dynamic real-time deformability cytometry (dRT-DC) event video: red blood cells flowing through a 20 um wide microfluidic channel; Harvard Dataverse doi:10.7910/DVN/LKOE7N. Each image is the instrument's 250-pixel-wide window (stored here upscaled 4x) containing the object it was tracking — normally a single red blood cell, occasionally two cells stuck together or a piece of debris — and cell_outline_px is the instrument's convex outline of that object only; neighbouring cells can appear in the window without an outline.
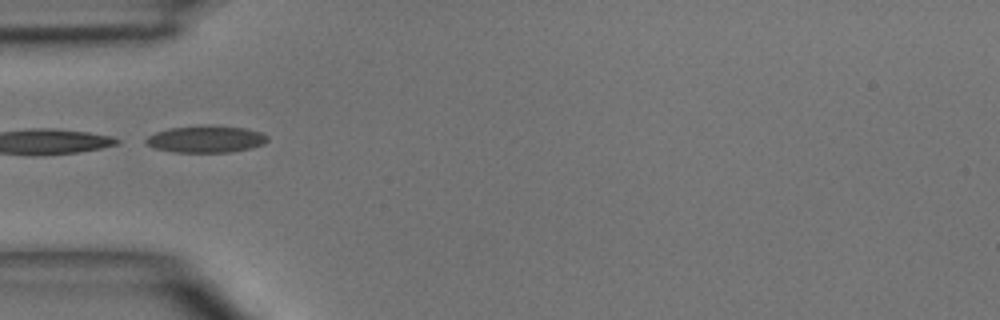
{"species": "common noctule bat (a hibernating species)", "species_latin": "Nyctalus noctula", "temperature_condition": "room temperature", "stored_images_in_passage": 3, "camera_frame_rate_fps": 3000, "um_per_image_px": 0.085, "animal": {"sex": "male", "body_mass_g": 15.6}, "frame": {"image": 1, "passage_image": 1, "time_ms": 0.0, "image_size_px": [1000, 320], "cell_outline_px": [[268, 140], [264, 144], [252, 148], [228, 152], [176, 152], [156, 148], [148, 144], [144, 140], [148, 136], [156, 132], [168, 128], [208, 124], [244, 128], [260, 132], [268, 136]], "centroid_in_image_um": [17.53, 11.81], "position_along_channel_um": 67.5, "area_um2": 19.13}}
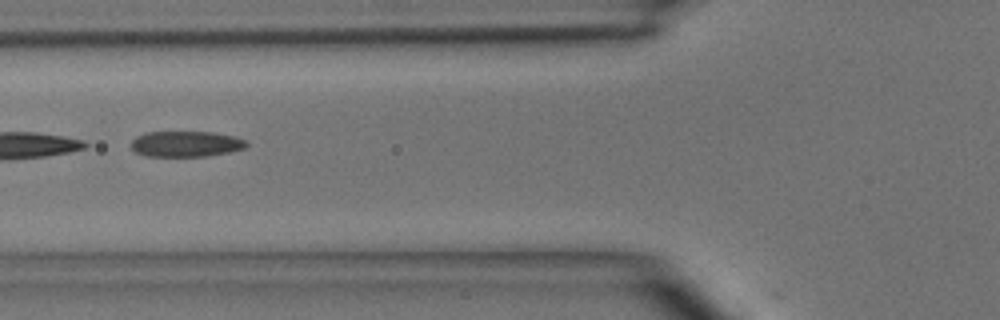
{"frame": {"image": 2, "passage_image": 2, "time_ms": 1.0, "image_size_px": [1000, 320], "cell_outline_px": [[248, 144], [244, 148], [228, 152], [208, 156], [144, 156], [136, 152], [132, 148], [132, 140], [136, 136], [144, 132], [212, 132], [236, 136], [248, 140]], "centroid_in_image_um": [15.82, 12.23], "position_along_channel_um": 110.0, "area_um2": 17.4}}